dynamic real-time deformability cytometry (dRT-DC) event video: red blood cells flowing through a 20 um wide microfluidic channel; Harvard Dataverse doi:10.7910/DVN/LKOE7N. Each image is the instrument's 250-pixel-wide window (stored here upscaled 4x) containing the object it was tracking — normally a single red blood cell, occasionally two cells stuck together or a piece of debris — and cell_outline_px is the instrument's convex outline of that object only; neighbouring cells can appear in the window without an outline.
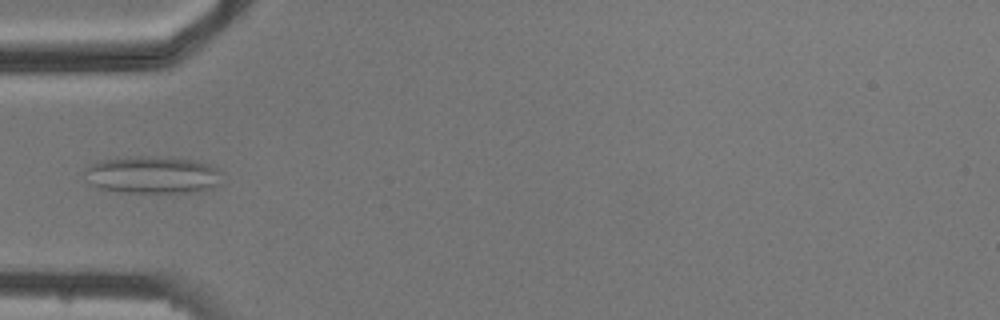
{"species": "common noctule bat (a hibernating species)", "species_latin": "Nyctalus noctula", "temperature_condition": "cold", "stored_images_in_passage": 3, "camera_frame_rate_fps": 3000, "um_per_image_px": 0.085, "animal": {"sex": "male", "body_mass_g": 20.5, "forearm_length_mm": 52.5}, "frame": {"image": 1, "passage_image": 3, "time_ms": 2.333, "image_size_px": [1000, 320], "cell_outline_px": [[220, 184], [212, 188], [192, 192], [120, 192], [100, 188], [84, 180], [84, 168], [100, 160], [136, 156], [156, 156], [196, 160], [208, 164], [216, 168]], "centroid_in_image_um": [12.9, 14.86], "position_along_channel_um": 72.1, "area_um2": 29.82}}